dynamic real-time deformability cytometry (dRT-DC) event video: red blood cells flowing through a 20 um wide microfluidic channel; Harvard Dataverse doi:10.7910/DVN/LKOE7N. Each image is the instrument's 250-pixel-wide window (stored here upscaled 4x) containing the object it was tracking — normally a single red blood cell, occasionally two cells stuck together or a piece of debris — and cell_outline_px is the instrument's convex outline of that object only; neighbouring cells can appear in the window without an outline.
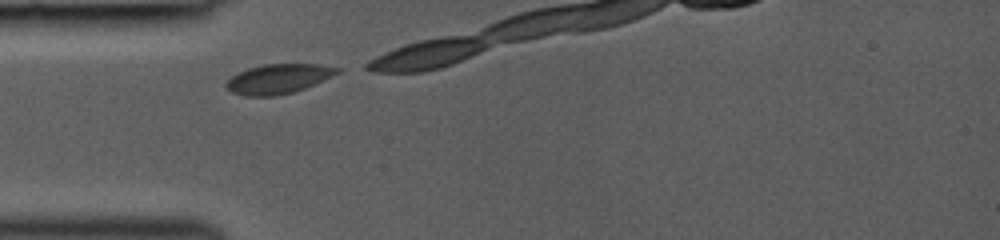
{"species": "common noctule bat (a hibernating species)", "species_latin": "Nyctalus noctula", "temperature_condition": "room temperature", "stored_images_in_passage": 4, "camera_frame_rate_fps": 3000, "um_per_image_px": 0.085, "animal": {"sex": "female", "body_mass_g": 19.0, "forearm_length_mm": 53.3}, "frame": {"image": 1, "passage_image": 1, "time_ms": 0.0, "image_size_px": [1000, 240], "cell_outline_px": [[340, 72], [332, 76], [304, 88], [292, 92], [272, 96], [244, 96], [232, 92], [224, 84], [232, 76], [248, 68], [264, 64], [316, 64], [340, 68]], "centroid_in_image_um": [23.64, 6.7], "position_along_channel_um": 61.4, "area_um2": 18.84}}